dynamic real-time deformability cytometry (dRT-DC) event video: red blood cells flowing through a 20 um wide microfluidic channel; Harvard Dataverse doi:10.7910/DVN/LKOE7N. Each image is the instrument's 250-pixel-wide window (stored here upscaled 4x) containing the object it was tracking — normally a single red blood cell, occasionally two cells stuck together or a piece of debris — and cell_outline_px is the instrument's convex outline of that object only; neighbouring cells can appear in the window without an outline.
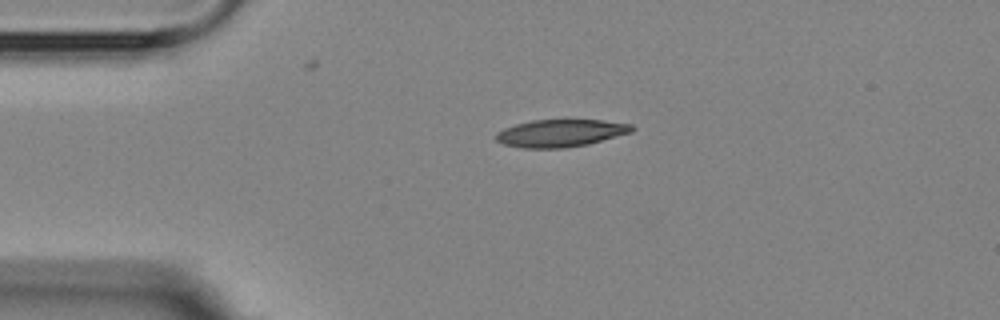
{"species": "Egyptian fruit bat (a non-hibernating species)", "species_latin": "Rousettus aegyptiacus", "temperature_condition": "room temperature", "stored_images_in_passage": 2, "camera_frame_rate_fps": 3000, "um_per_image_px": 0.085, "animal": {"sex": "female"}, "frame": {"image": 1, "passage_image": 1, "time_ms": 0.0, "image_size_px": [1000, 320], "cell_outline_px": [[636, 128], [632, 132], [588, 144], [564, 148], [520, 148], [504, 144], [496, 140], [496, 132], [504, 128], [516, 124], [532, 120], [604, 120], [632, 124]], "centroid_in_image_um": [47.66, 11.31], "position_along_channel_um": 37.3, "area_um2": 21.79}}